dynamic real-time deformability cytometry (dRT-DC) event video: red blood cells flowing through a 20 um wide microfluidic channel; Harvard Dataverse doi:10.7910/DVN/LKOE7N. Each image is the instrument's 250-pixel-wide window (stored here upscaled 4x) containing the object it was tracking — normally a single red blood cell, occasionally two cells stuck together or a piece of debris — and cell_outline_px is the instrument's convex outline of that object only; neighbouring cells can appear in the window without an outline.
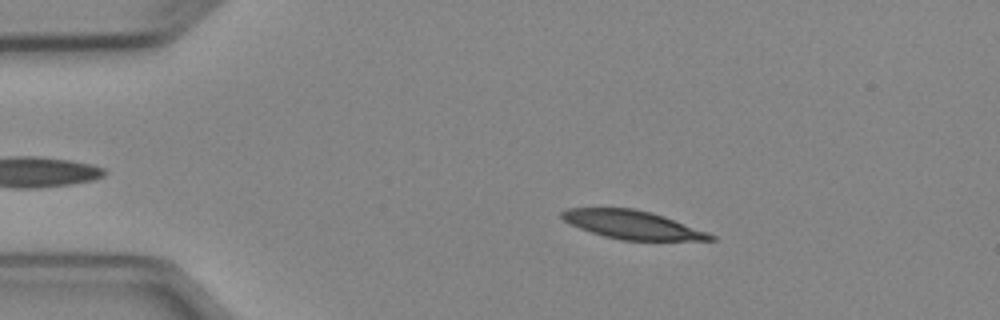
{"species": "Egyptian fruit bat (a non-hibernating species)", "species_latin": "Rousettus aegyptiacus", "temperature_condition": "cold", "stored_images_in_passage": 4, "camera_frame_rate_fps": 3000, "um_per_image_px": 0.085, "animal": {"sex": "female"}, "frame": {"image": 1, "passage_image": 2, "time_ms": 1.333, "image_size_px": [1000, 320], "cell_outline_px": [[716, 240], [620, 240], [604, 236], [580, 228], [564, 220], [560, 216], [560, 212], [568, 208], [636, 208], [652, 212], [664, 216], [708, 232], [716, 236]], "centroid_in_image_um": [53.77, 19.1], "position_along_channel_um": 31.2, "area_um2": 24.51}}
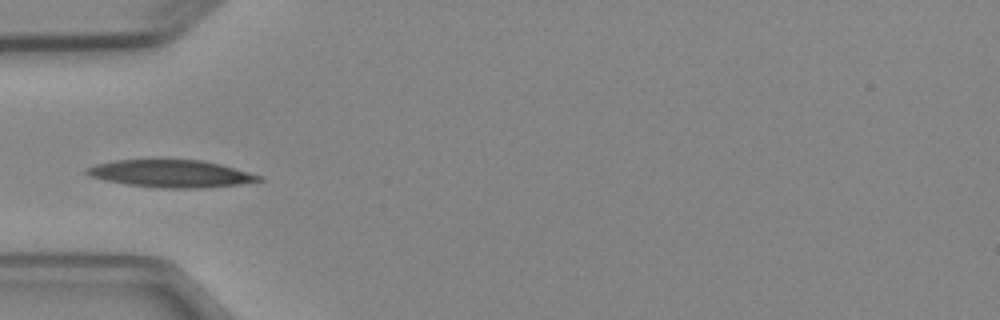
{"frame": {"image": 2, "passage_image": 4, "time_ms": 3.667, "image_size_px": [1000, 320], "cell_outline_px": [[264, 180], [236, 184], [204, 188], [160, 188], [124, 184], [104, 180], [88, 176], [84, 172], [84, 168], [96, 164], [116, 160], [200, 160], [220, 164], [260, 176]], "centroid_in_image_um": [14.44, 14.76], "position_along_channel_um": 70.6, "area_um2": 27.28}}